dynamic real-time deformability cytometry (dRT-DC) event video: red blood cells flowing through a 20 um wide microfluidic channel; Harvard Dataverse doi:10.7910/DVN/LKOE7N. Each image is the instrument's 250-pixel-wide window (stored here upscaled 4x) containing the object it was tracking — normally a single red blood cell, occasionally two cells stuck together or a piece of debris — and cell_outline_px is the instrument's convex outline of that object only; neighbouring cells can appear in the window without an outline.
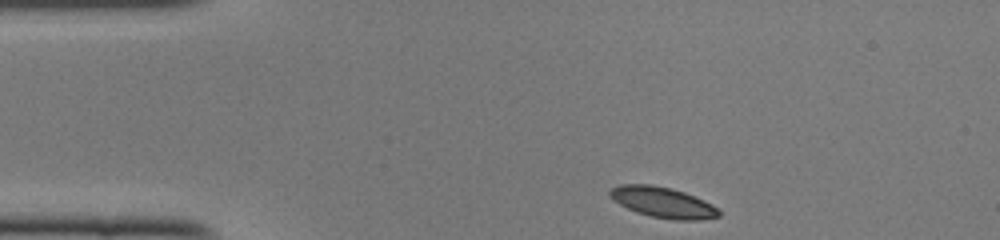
{"species": "common noctule bat (a hibernating species)", "species_latin": "Nyctalus noctula", "temperature_condition": "cold", "stored_images_in_passage": 42, "camera_frame_rate_fps": 3000, "um_per_image_px": 0.085, "animal": {"sex": "female", "body_mass_g": 22.0, "forearm_length_mm": 56.7}, "frame": {"image": 1, "passage_image": 1, "time_ms": 0.0, "image_size_px": [1000, 240], "cell_outline_px": [[720, 216], [700, 220], [676, 220], [652, 216], [636, 212], [612, 200], [608, 196], [608, 192], [612, 188], [620, 184], [648, 184], [672, 188], [684, 192], [704, 200], [712, 204], [720, 212]], "centroid_in_image_um": [56.32, 17.19], "position_along_channel_um": 28.7, "area_um2": 19.42}}
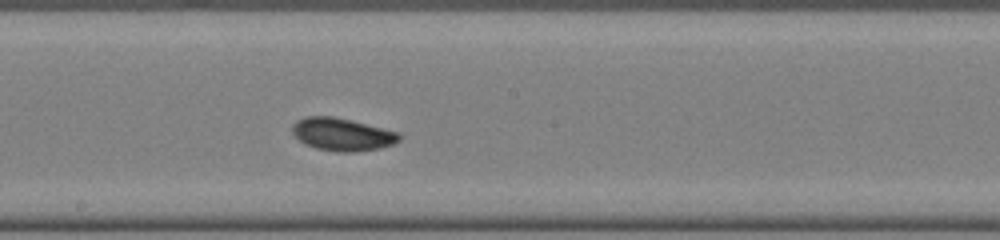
{"frame": {"image": 2, "passage_image": 19, "time_ms": 6.0, "image_size_px": [1000, 240], "cell_outline_px": [[400, 140], [392, 144], [380, 148], [352, 152], [340, 152], [316, 148], [304, 144], [292, 132], [292, 124], [296, 120], [304, 116], [332, 116], [400, 132]], "centroid_in_image_um": [29.06, 11.42], "position_along_channel_um": 219.1, "area_um2": 20.29}}
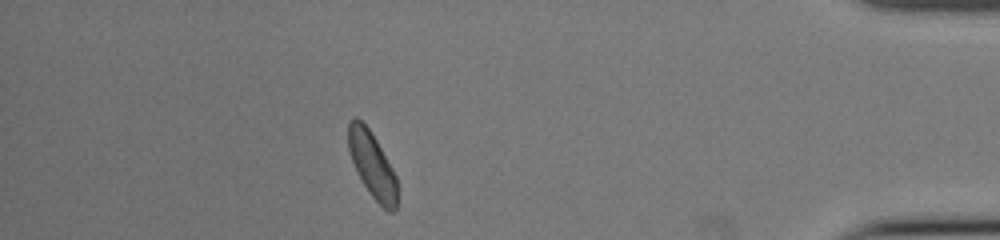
{"frame": {"image": 3, "passage_image": 36, "time_ms": 11.667, "image_size_px": [1000, 240], "cell_outline_px": [[396, 208], [392, 212], [388, 212], [368, 192], [352, 160], [348, 148], [348, 124], [356, 116], [368, 128], [376, 140], [392, 168], [396, 176]], "centroid_in_image_um": [31.63, 14.01], "position_along_channel_um": 403.6, "area_um2": 18.15}, "authors_computed_cell_mechanics": {"area_um2": 19.3919, "velocity_mm_per_s": 4.0708, "shape_relaxation_time_tau1_ms": 2.0861, "shape_relaxation_time_tau2_ms": 5.229, "deformation_change_tau1": 0.0757, "deformation_change_tau2": 0.0983}}